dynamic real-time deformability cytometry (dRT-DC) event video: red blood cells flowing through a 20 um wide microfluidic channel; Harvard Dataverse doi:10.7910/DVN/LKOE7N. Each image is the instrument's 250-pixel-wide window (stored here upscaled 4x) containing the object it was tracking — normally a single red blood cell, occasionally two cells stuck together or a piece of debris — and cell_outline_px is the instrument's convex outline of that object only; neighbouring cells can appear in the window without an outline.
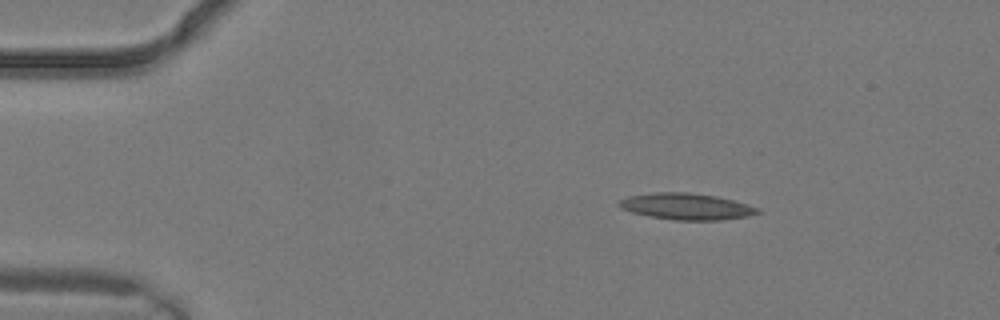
{"species": "common noctule bat (a hibernating species)", "species_latin": "Nyctalus noctula", "temperature_condition": "warm", "stored_images_in_passage": 2, "camera_frame_rate_fps": 3000, "um_per_image_px": 0.085, "animal": {"sex": "male", "body_mass_g": 19.2, "forearm_length_mm": 51.8}, "frame": {"image": 1, "passage_image": 1, "time_ms": 0.0, "image_size_px": [1000, 320], "cell_outline_px": [[760, 212], [748, 216], [720, 220], [676, 220], [648, 216], [632, 212], [620, 208], [616, 204], [620, 200], [628, 196], [656, 192], [688, 192], [716, 196], [732, 200], [760, 208]], "centroid_in_image_um": [58.32, 17.55], "position_along_channel_um": 26.7, "area_um2": 21.27}}
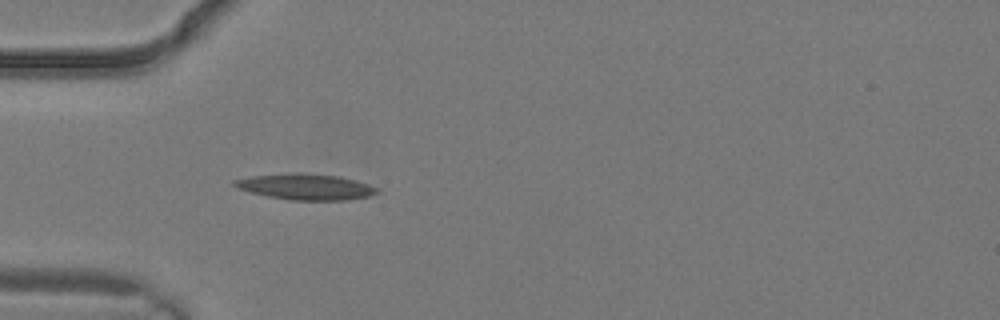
{"frame": {"image": 2, "passage_image": 2, "time_ms": 0.333, "image_size_px": [1000, 320], "cell_outline_px": [[380, 192], [368, 196], [348, 200], [292, 200], [268, 196], [252, 192], [240, 188], [232, 184], [232, 180], [252, 176], [296, 172], [340, 176], [356, 180], [380, 188]], "centroid_in_image_um": [26.04, 15.87], "position_along_channel_um": 59.0, "area_um2": 21.5}}